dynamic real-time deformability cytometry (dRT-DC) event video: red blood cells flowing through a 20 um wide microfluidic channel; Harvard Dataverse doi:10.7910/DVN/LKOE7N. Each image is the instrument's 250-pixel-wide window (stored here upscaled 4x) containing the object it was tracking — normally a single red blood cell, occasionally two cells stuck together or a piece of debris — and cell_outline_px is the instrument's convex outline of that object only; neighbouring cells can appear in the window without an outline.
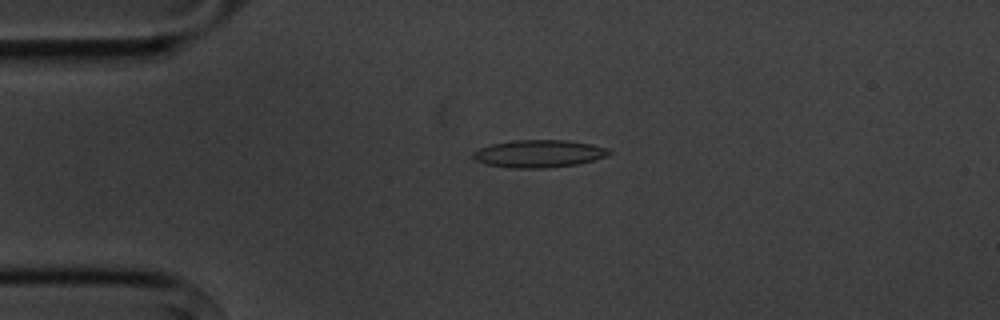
{"species": "common noctule bat (a hibernating species)", "species_latin": "Nyctalus noctula", "temperature_condition": "cold", "stored_images_in_passage": 5, "camera_frame_rate_fps": 3000, "um_per_image_px": 0.085, "animal": {"sex": "male", "body_mass_g": 20.1, "forearm_length_mm": 53.5}, "frame": {"image": 1, "passage_image": 2, "time_ms": 1.0, "image_size_px": [1000, 320], "cell_outline_px": [[612, 152], [604, 156], [592, 160], [576, 164], [548, 168], [512, 168], [484, 164], [476, 160], [472, 156], [472, 152], [480, 148], [492, 144], [512, 140], [564, 140], [592, 144], [608, 148]], "centroid_in_image_um": [45.77, 13.06], "position_along_channel_um": 39.2, "area_um2": 21.73}}
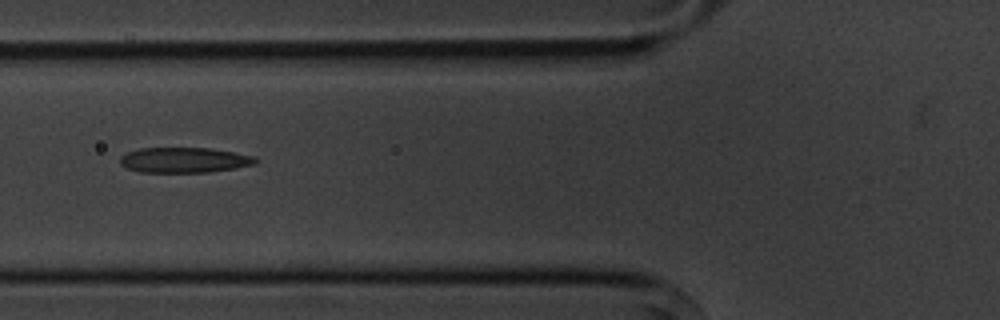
{"frame": {"image": 2, "passage_image": 4, "time_ms": 3.667, "image_size_px": [1000, 320], "cell_outline_px": [[256, 164], [236, 168], [208, 172], [136, 172], [120, 164], [120, 156], [128, 152], [140, 148], [208, 148], [256, 156]], "centroid_in_image_um": [15.65, 13.61], "position_along_channel_um": 110.2, "area_um2": 19.94}}
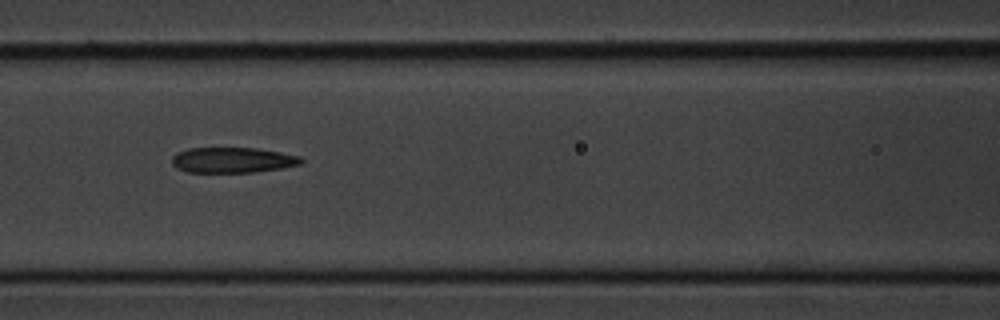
{"frame": {"image": 3, "passage_image": 5, "time_ms": 4.667, "image_size_px": [1000, 320], "cell_outline_px": [[304, 160], [300, 164], [280, 168], [252, 172], [188, 172], [176, 168], [172, 164], [172, 156], [176, 152], [188, 148], [256, 148], [280, 152], [300, 156]], "centroid_in_image_um": [19.73, 13.6], "position_along_channel_um": 146.9, "area_um2": 19.13}}